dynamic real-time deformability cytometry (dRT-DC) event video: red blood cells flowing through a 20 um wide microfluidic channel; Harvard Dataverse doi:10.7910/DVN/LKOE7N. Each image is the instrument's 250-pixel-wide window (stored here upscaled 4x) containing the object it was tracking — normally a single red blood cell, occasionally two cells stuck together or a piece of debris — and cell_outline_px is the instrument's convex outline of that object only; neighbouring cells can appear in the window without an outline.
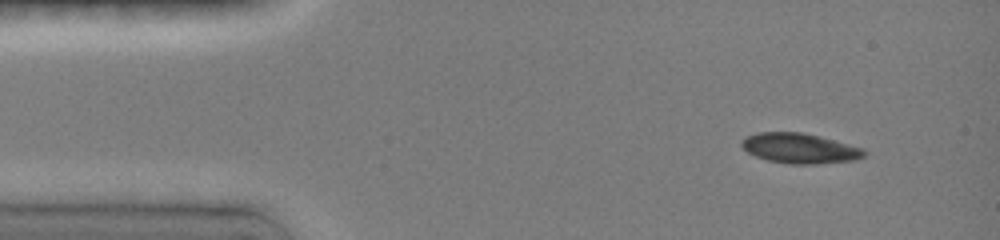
{"species": "common noctule bat (a hibernating species)", "species_latin": "Nyctalus noctula", "temperature_condition": "room temperature", "stored_images_in_passage": 5, "camera_frame_rate_fps": 3000, "um_per_image_px": 0.085, "animal": {"sex": "female", "body_mass_g": 19.0, "forearm_length_mm": 51.5}, "frame": {"image": 1, "passage_image": 1, "time_ms": 0.0, "image_size_px": [1000, 240], "cell_outline_px": [[868, 152], [864, 156], [852, 160], [816, 164], [792, 164], [768, 160], [756, 156], [748, 152], [740, 144], [740, 140], [744, 136], [760, 132], [804, 132], [820, 136], [864, 148]], "centroid_in_image_um": [67.97, 12.59], "position_along_channel_um": 17.0, "area_um2": 21.56}}
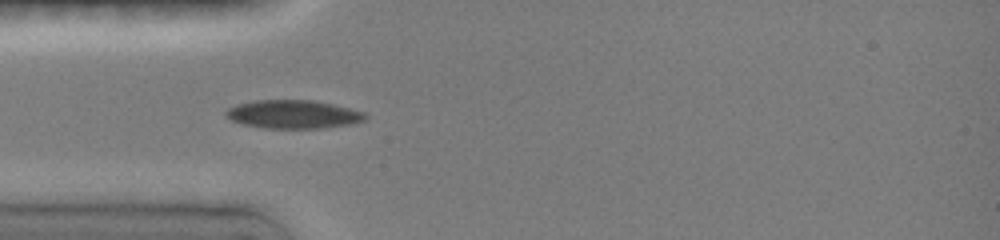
{"frame": {"image": 2, "passage_image": 4, "time_ms": 3.0, "image_size_px": [1000, 240], "cell_outline_px": [[368, 120], [352, 124], [320, 128], [264, 128], [244, 124], [232, 120], [224, 116], [224, 112], [228, 108], [236, 104], [256, 100], [312, 100], [332, 104], [364, 112], [368, 116]], "centroid_in_image_um": [24.93, 9.71], "position_along_channel_um": 60.1, "area_um2": 23.12}}